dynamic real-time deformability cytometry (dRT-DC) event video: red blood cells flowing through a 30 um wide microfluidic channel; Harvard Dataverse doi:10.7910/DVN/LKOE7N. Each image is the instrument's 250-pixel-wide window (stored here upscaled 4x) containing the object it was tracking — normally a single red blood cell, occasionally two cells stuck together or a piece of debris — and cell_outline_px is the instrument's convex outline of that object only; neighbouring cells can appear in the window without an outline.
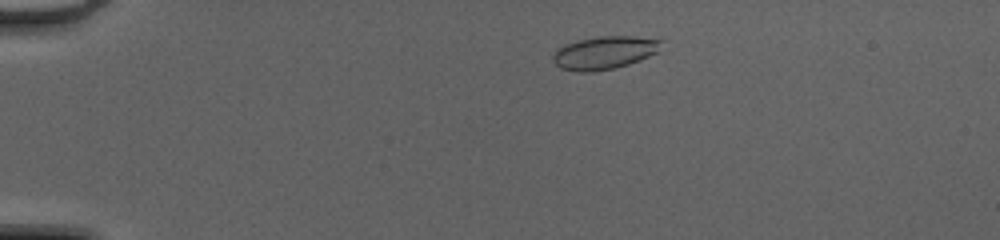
{"species": "common noctule bat (a hibernating species)", "species_latin": "Nyctalus noctula", "temperature_condition": "cold", "stored_images_in_passage": 45, "camera_frame_rate_fps": 3000, "um_per_image_px": 0.085, "animal": {"sex": "female", "body_mass_g": 20.0, "forearm_length_mm": 54.0}, "frame": {"image": 1, "passage_image": 6, "time_ms": 1.667, "image_size_px": [1000, 240], "cell_outline_px": [[664, 40], [660, 52], [640, 60], [616, 68], [592, 72], [576, 72], [560, 68], [552, 60], [552, 56], [564, 44], [576, 40], [600, 36], [632, 36]], "centroid_in_image_um": [51.41, 4.48], "position_along_channel_um": 33.6, "area_um2": 21.1}}
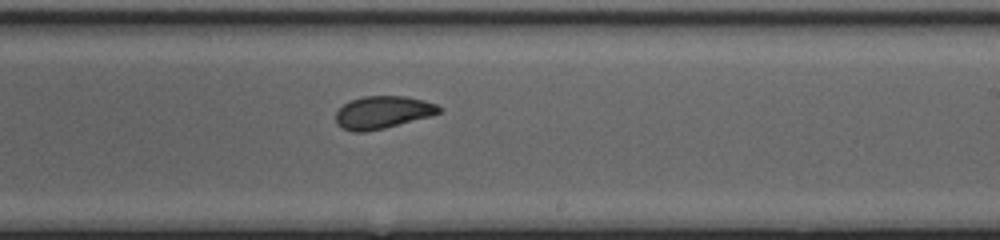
{"frame": {"image": 2, "passage_image": 27, "time_ms": 8.667, "image_size_px": [1000, 240], "cell_outline_px": [[444, 108], [440, 112], [432, 116], [384, 128], [364, 132], [352, 132], [340, 128], [336, 124], [336, 112], [344, 104], [352, 100], [364, 96], [404, 96], [424, 100], [436, 104]], "centroid_in_image_um": [32.54, 9.56], "position_along_channel_um": 256.5, "area_um2": 19.71}}
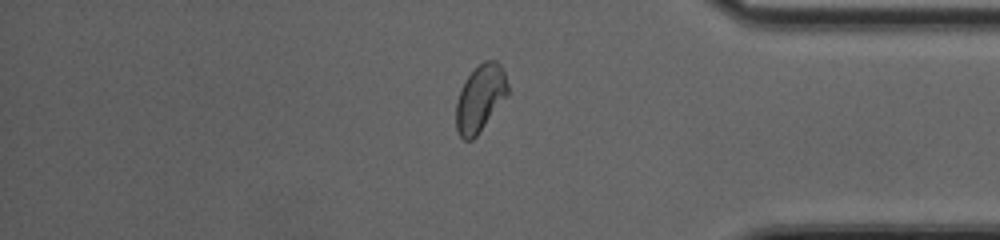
{"frame": {"image": 3, "passage_image": 38, "time_ms": 12.333, "image_size_px": [1000, 240], "cell_outline_px": [[508, 96], [476, 136], [472, 140], [464, 140], [460, 136], [456, 128], [456, 100], [460, 88], [468, 76], [484, 60], [496, 60], [500, 64], [504, 72], [508, 84]], "centroid_in_image_um": [40.82, 8.35], "position_along_channel_um": 394.4, "area_um2": 20.17}, "authors_computed_cell_mechanics": {"area_um2": 20.23, "velocity_mm_per_s": 4.2105, "shape_relaxation_time_tau1_ms": 5.4227, "shape_relaxation_time_tau2_ms": 1.1779, "deformation_change_tau1": 0.1418, "deformation_change_tau2": 0.041}}